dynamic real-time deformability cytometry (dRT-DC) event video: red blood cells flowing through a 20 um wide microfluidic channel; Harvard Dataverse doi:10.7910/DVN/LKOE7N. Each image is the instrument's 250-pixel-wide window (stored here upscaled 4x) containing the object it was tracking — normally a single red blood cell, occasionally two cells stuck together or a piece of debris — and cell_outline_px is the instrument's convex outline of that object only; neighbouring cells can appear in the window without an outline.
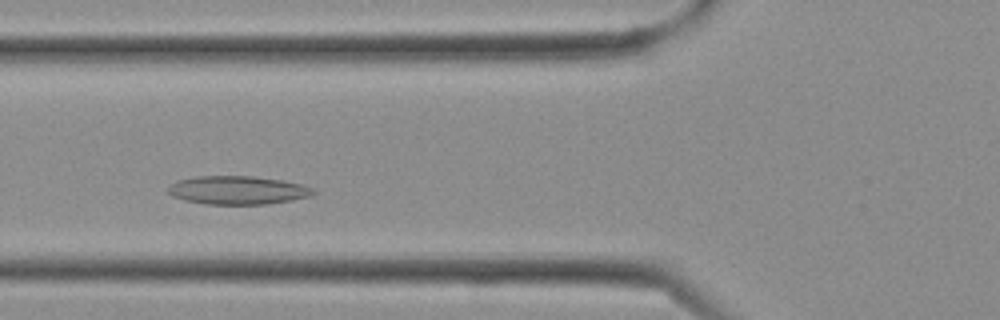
{"species": "Egyptian fruit bat (a non-hibernating species)", "species_latin": "Rousettus aegyptiacus", "temperature_condition": "cold", "stored_images_in_passage": 26, "camera_frame_rate_fps": 3000, "um_per_image_px": 0.085, "frame": {"image": 1, "passage_image": 7, "time_ms": 2.0, "image_size_px": [1000, 320], "cell_outline_px": [[316, 192], [312, 196], [292, 200], [268, 204], [204, 204], [184, 200], [172, 196], [164, 192], [168, 184], [180, 180], [196, 176], [252, 176], [280, 180], [300, 184], [316, 188]], "centroid_in_image_um": [20.17, 16.17], "position_along_channel_um": 105.6, "area_um2": 24.33}}
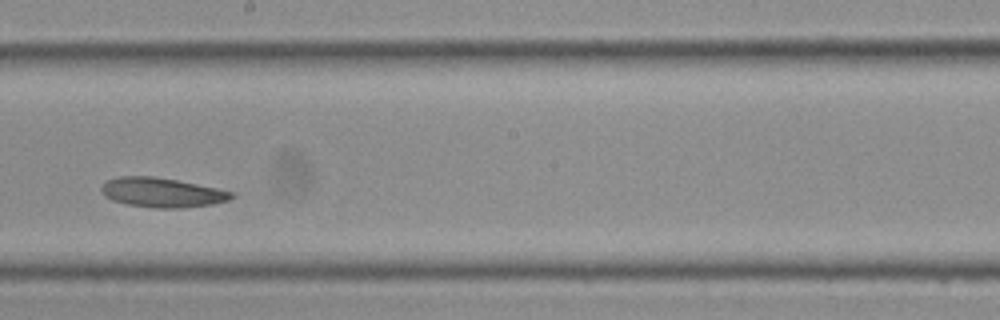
{"frame": {"image": 2, "passage_image": 13, "time_ms": 4.0, "image_size_px": [1000, 320], "cell_outline_px": [[236, 196], [228, 200], [212, 204], [180, 208], [156, 208], [128, 204], [112, 200], [104, 196], [100, 188], [108, 180], [120, 176], [152, 176], [176, 180], [236, 192]], "centroid_in_image_um": [13.79, 16.36], "position_along_channel_um": 234.4, "area_um2": 22.25}}
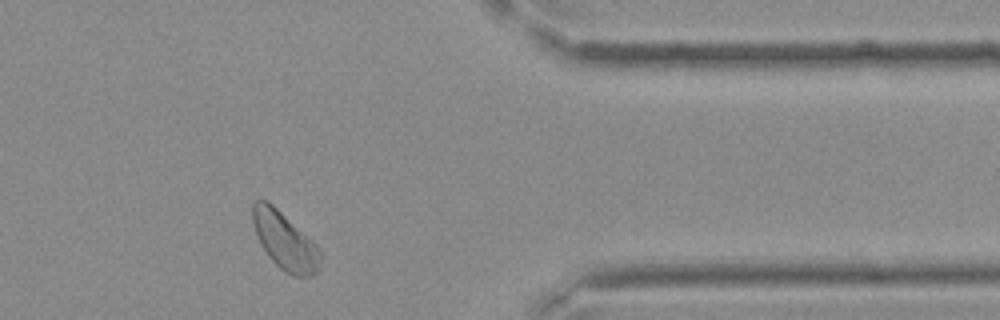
{"frame": {"image": 3, "passage_image": 21, "time_ms": 6.667, "image_size_px": [1000, 320], "cell_outline_px": [[320, 268], [312, 276], [292, 276], [280, 268], [268, 256], [260, 244], [252, 224], [252, 204], [256, 200], [268, 200], [312, 240], [316, 244], [320, 252]], "centroid_in_image_um": [24.19, 20.47], "position_along_channel_um": 387.2, "area_um2": 22.6}}